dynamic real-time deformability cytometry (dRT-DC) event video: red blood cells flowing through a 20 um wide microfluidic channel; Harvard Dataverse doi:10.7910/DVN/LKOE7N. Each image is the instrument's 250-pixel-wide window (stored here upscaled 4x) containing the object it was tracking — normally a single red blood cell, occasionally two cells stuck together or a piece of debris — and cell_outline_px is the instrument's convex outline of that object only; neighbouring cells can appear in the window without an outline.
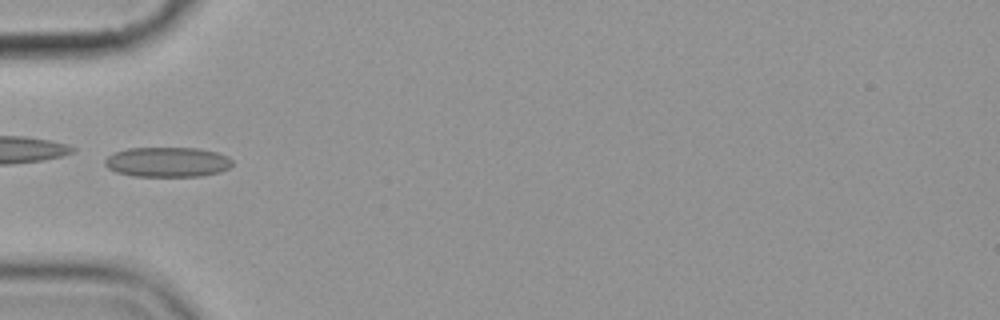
{"species": "common noctule bat (a hibernating species)", "species_latin": "Nyctalus noctula", "temperature_condition": "cold", "stored_images_in_passage": 8, "camera_frame_rate_fps": 3000, "um_per_image_px": 0.085, "animal": {"sex": "female", "body_mass_g": 19.9}, "frame": {"image": 1, "passage_image": 4, "time_ms": 3.333, "image_size_px": [1000, 320], "cell_outline_px": [[232, 164], [228, 168], [220, 172], [200, 176], [132, 176], [116, 172], [108, 168], [104, 164], [104, 160], [112, 152], [128, 148], [196, 148], [216, 152], [228, 156], [232, 160]], "centroid_in_image_um": [14.2, 13.77], "position_along_channel_um": 70.8, "area_um2": 22.31}}
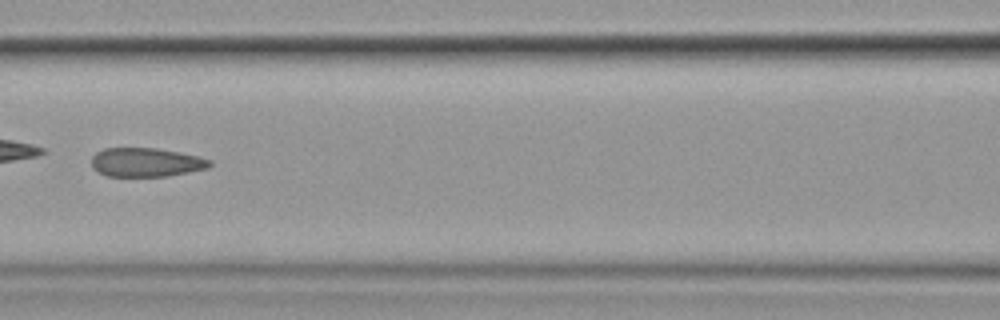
{"frame": {"image": 2, "passage_image": 6, "time_ms": 5.667, "image_size_px": [1000, 320], "cell_outline_px": [[212, 164], [208, 168], [168, 176], [108, 176], [96, 172], [92, 168], [92, 156], [96, 152], [104, 148], [156, 148], [196, 156], [212, 160]], "centroid_in_image_um": [12.38, 13.8], "position_along_channel_um": 154.2, "area_um2": 19.88}}
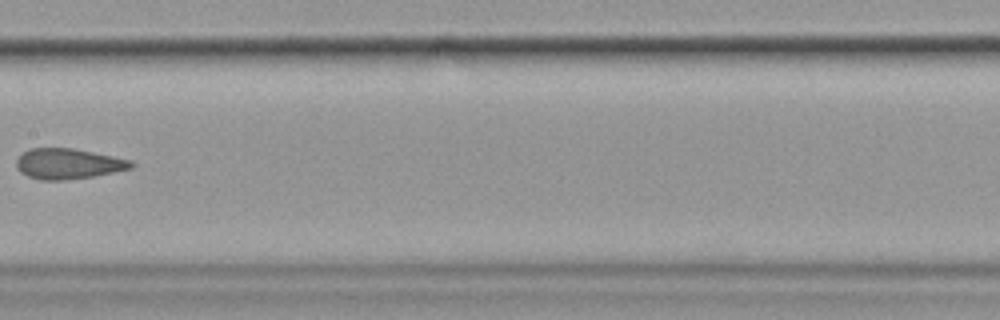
{"frame": {"image": 3, "passage_image": 7, "time_ms": 7.0, "image_size_px": [1000, 320], "cell_outline_px": [[136, 164], [132, 168], [92, 176], [60, 180], [40, 180], [28, 176], [20, 172], [16, 164], [16, 160], [24, 152], [32, 148], [72, 148], [132, 160]], "centroid_in_image_um": [5.8, 13.92], "position_along_channel_um": 201.6, "area_um2": 20.11}}